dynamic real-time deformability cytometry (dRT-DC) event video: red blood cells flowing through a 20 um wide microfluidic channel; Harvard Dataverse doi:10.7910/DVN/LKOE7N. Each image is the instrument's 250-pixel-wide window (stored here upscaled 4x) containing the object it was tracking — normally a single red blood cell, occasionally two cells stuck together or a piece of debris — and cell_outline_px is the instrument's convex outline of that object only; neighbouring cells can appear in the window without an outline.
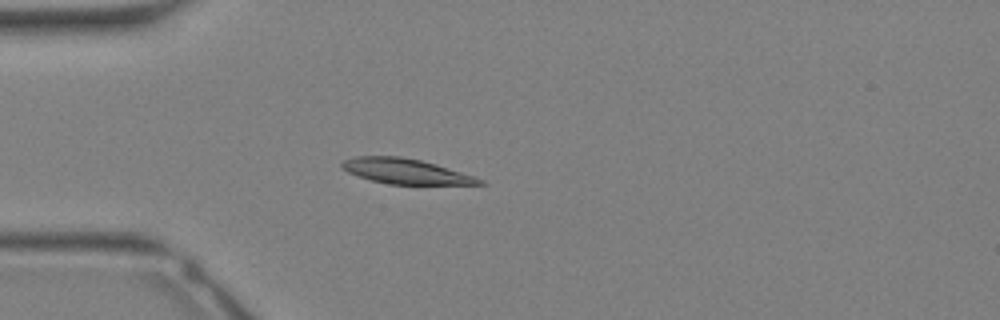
{"species": "Egyptian fruit bat (a non-hibernating species)", "species_latin": "Rousettus aegyptiacus", "temperature_condition": "warm", "stored_images_in_passage": 33, "camera_frame_rate_fps": 3000, "um_per_image_px": 0.085, "animal": {"sex": "female"}, "frame": {"image": 1, "passage_image": 9, "time_ms": 2.667, "image_size_px": [1000, 320], "cell_outline_px": [[484, 184], [388, 184], [372, 180], [348, 172], [340, 164], [344, 160], [356, 156], [400, 156], [420, 160], [436, 164], [484, 180]], "centroid_in_image_um": [34.45, 14.55], "position_along_channel_um": 50.5, "area_um2": 19.71}}
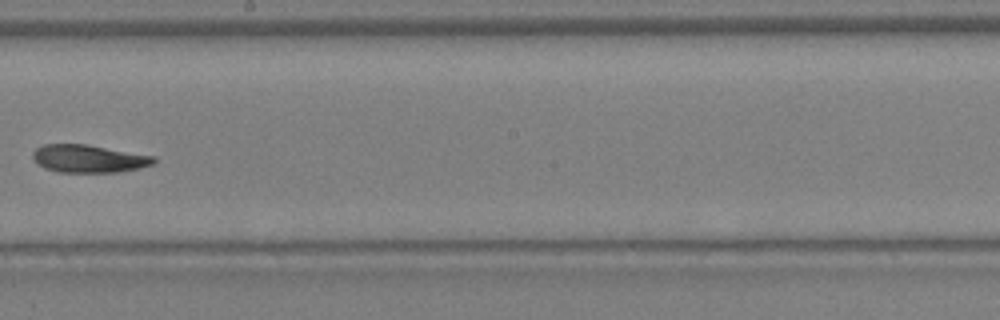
{"frame": {"image": 2, "passage_image": 19, "time_ms": 6.0, "image_size_px": [1000, 320], "cell_outline_px": [[156, 160], [152, 164], [140, 168], [116, 172], [56, 172], [44, 168], [36, 164], [32, 156], [32, 152], [36, 148], [44, 144], [88, 144], [156, 156]], "centroid_in_image_um": [7.52, 13.48], "position_along_channel_um": 240.7, "area_um2": 19.83}}
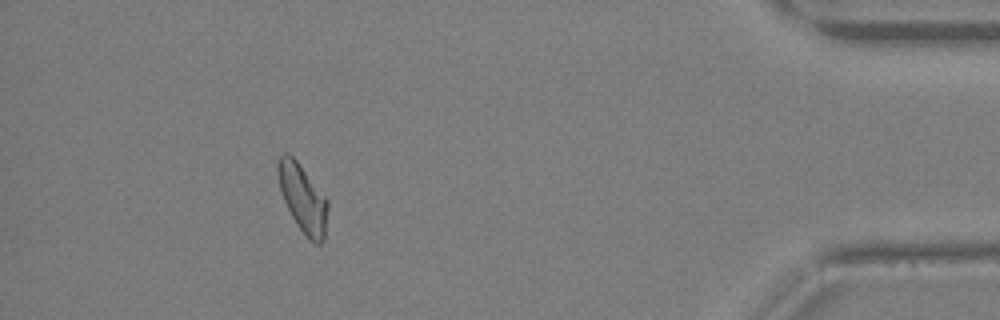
{"frame": {"image": 3, "passage_image": 30, "time_ms": 9.667, "image_size_px": [1000, 320], "cell_outline_px": [[328, 208], [324, 240], [320, 244], [316, 244], [308, 240], [296, 224], [280, 192], [276, 172], [276, 160], [280, 152], [288, 152], [296, 160], [328, 200]], "centroid_in_image_um": [25.7, 16.83], "position_along_channel_um": 409.5, "area_um2": 20.0}}